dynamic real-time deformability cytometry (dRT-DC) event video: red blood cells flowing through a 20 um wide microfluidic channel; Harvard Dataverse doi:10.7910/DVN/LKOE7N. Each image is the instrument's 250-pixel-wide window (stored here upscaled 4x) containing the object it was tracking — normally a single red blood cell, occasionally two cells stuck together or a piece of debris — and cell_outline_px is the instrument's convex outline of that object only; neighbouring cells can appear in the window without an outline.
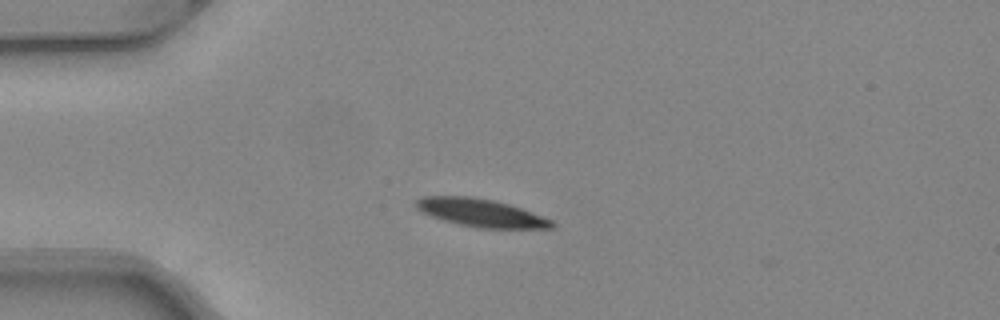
{"species": "common noctule bat (a hibernating species)", "species_latin": "Nyctalus noctula", "temperature_condition": "warm", "stored_images_in_passage": 40, "camera_frame_rate_fps": 3000, "um_per_image_px": 0.085, "animal": {"sex": "female", "body_mass_g": 24.6, "forearm_length_mm": 56.2}, "frame": {"image": 1, "passage_image": 2, "time_ms": 0.333, "image_size_px": [1000, 320], "cell_outline_px": [[556, 228], [476, 228], [444, 220], [420, 212], [416, 208], [416, 200], [424, 196], [472, 196], [492, 200], [508, 204], [520, 208], [552, 220], [556, 224]], "centroid_in_image_um": [40.87, 18.09], "position_along_channel_um": 44.1, "area_um2": 21.96}}
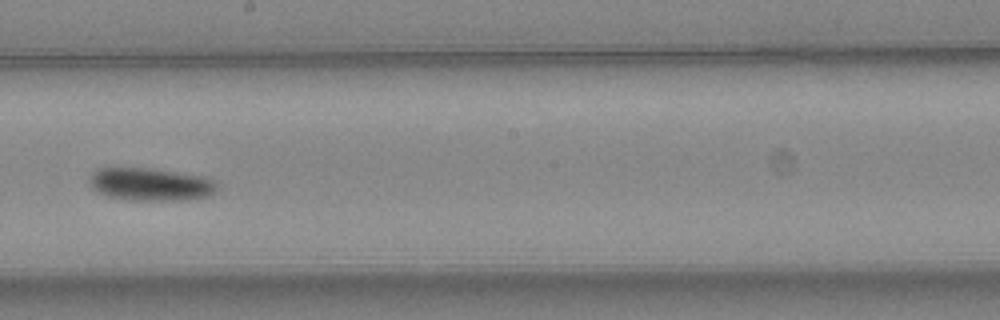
{"frame": {"image": 2, "passage_image": 18, "time_ms": 5.667, "image_size_px": [1000, 320], "cell_outline_px": [[220, 188], [208, 196], [184, 200], [128, 200], [108, 196], [92, 188], [88, 180], [92, 172], [96, 168], [152, 168], [204, 176], [212, 180]], "centroid_in_image_um": [12.79, 15.66], "position_along_channel_um": 235.4, "area_um2": 24.51}}
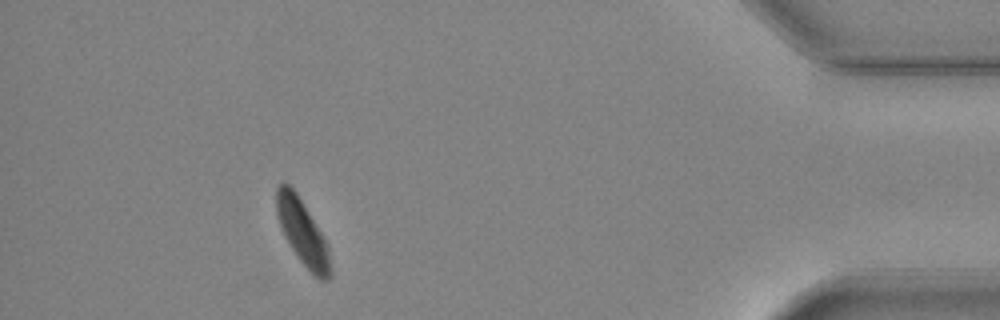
{"frame": {"image": 3, "passage_image": 35, "time_ms": 11.333, "image_size_px": [1000, 320], "cell_outline_px": [[332, 276], [328, 280], [320, 280], [300, 260], [284, 236], [276, 212], [276, 188], [284, 180], [296, 192], [328, 244], [332, 268]], "centroid_in_image_um": [25.73, 19.75], "position_along_channel_um": 409.5, "area_um2": 20.29}, "authors_computed_cell_mechanics": {"area_um2": 23.2067, "velocity_mm_per_s": 4.0575, "shape_relaxation_time_tau1_ms": 3.8711, "shape_relaxation_time_tau2_ms": null, "deformation_change_tau1": 0.1529, "deformation_change_tau2": null}}